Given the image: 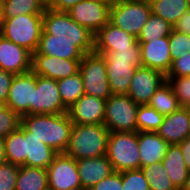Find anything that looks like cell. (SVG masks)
<instances>
[{"instance_id":"cell-1","label":"cell","mask_w":190,"mask_h":190,"mask_svg":"<svg viewBox=\"0 0 190 190\" xmlns=\"http://www.w3.org/2000/svg\"><path fill=\"white\" fill-rule=\"evenodd\" d=\"M21 125L40 142L48 145L57 153H64L68 147L74 124L66 112L22 115Z\"/></svg>"},{"instance_id":"cell-2","label":"cell","mask_w":190,"mask_h":190,"mask_svg":"<svg viewBox=\"0 0 190 190\" xmlns=\"http://www.w3.org/2000/svg\"><path fill=\"white\" fill-rule=\"evenodd\" d=\"M98 54L103 55L106 62L111 94H127L135 69L143 67L140 43L136 41L130 49Z\"/></svg>"},{"instance_id":"cell-3","label":"cell","mask_w":190,"mask_h":190,"mask_svg":"<svg viewBox=\"0 0 190 190\" xmlns=\"http://www.w3.org/2000/svg\"><path fill=\"white\" fill-rule=\"evenodd\" d=\"M109 133L104 124H74L64 153L75 160L104 156Z\"/></svg>"},{"instance_id":"cell-4","label":"cell","mask_w":190,"mask_h":190,"mask_svg":"<svg viewBox=\"0 0 190 190\" xmlns=\"http://www.w3.org/2000/svg\"><path fill=\"white\" fill-rule=\"evenodd\" d=\"M42 28L43 14H23L3 19L0 34L33 54L38 49Z\"/></svg>"},{"instance_id":"cell-5","label":"cell","mask_w":190,"mask_h":190,"mask_svg":"<svg viewBox=\"0 0 190 190\" xmlns=\"http://www.w3.org/2000/svg\"><path fill=\"white\" fill-rule=\"evenodd\" d=\"M40 40L94 41V34L75 22L67 12L46 8Z\"/></svg>"},{"instance_id":"cell-6","label":"cell","mask_w":190,"mask_h":190,"mask_svg":"<svg viewBox=\"0 0 190 190\" xmlns=\"http://www.w3.org/2000/svg\"><path fill=\"white\" fill-rule=\"evenodd\" d=\"M106 156L115 172L140 169L138 132H110Z\"/></svg>"},{"instance_id":"cell-7","label":"cell","mask_w":190,"mask_h":190,"mask_svg":"<svg viewBox=\"0 0 190 190\" xmlns=\"http://www.w3.org/2000/svg\"><path fill=\"white\" fill-rule=\"evenodd\" d=\"M138 107L127 94H111L106 99L103 124L110 132H137Z\"/></svg>"},{"instance_id":"cell-8","label":"cell","mask_w":190,"mask_h":190,"mask_svg":"<svg viewBox=\"0 0 190 190\" xmlns=\"http://www.w3.org/2000/svg\"><path fill=\"white\" fill-rule=\"evenodd\" d=\"M85 94L107 99L111 95L107 76V66L103 55L96 52L85 54L80 61Z\"/></svg>"},{"instance_id":"cell-9","label":"cell","mask_w":190,"mask_h":190,"mask_svg":"<svg viewBox=\"0 0 190 190\" xmlns=\"http://www.w3.org/2000/svg\"><path fill=\"white\" fill-rule=\"evenodd\" d=\"M151 13L150 4L124 0L119 4L110 6L109 21L138 38Z\"/></svg>"},{"instance_id":"cell-10","label":"cell","mask_w":190,"mask_h":190,"mask_svg":"<svg viewBox=\"0 0 190 190\" xmlns=\"http://www.w3.org/2000/svg\"><path fill=\"white\" fill-rule=\"evenodd\" d=\"M46 170L49 190H82L74 158L58 153Z\"/></svg>"},{"instance_id":"cell-11","label":"cell","mask_w":190,"mask_h":190,"mask_svg":"<svg viewBox=\"0 0 190 190\" xmlns=\"http://www.w3.org/2000/svg\"><path fill=\"white\" fill-rule=\"evenodd\" d=\"M36 87V74L31 70L14 76L6 106L20 117L33 114V90Z\"/></svg>"},{"instance_id":"cell-12","label":"cell","mask_w":190,"mask_h":190,"mask_svg":"<svg viewBox=\"0 0 190 190\" xmlns=\"http://www.w3.org/2000/svg\"><path fill=\"white\" fill-rule=\"evenodd\" d=\"M78 24L94 35L109 22L110 6L101 0H83L66 11Z\"/></svg>"},{"instance_id":"cell-13","label":"cell","mask_w":190,"mask_h":190,"mask_svg":"<svg viewBox=\"0 0 190 190\" xmlns=\"http://www.w3.org/2000/svg\"><path fill=\"white\" fill-rule=\"evenodd\" d=\"M68 109L63 105L57 81L36 75V87L33 90V114H62Z\"/></svg>"},{"instance_id":"cell-14","label":"cell","mask_w":190,"mask_h":190,"mask_svg":"<svg viewBox=\"0 0 190 190\" xmlns=\"http://www.w3.org/2000/svg\"><path fill=\"white\" fill-rule=\"evenodd\" d=\"M165 82L166 75L158 70L136 68L127 95L138 105L148 104L152 95Z\"/></svg>"},{"instance_id":"cell-15","label":"cell","mask_w":190,"mask_h":190,"mask_svg":"<svg viewBox=\"0 0 190 190\" xmlns=\"http://www.w3.org/2000/svg\"><path fill=\"white\" fill-rule=\"evenodd\" d=\"M81 60H68L53 56L32 54V71L39 76L51 78L56 81L64 79L79 72Z\"/></svg>"},{"instance_id":"cell-16","label":"cell","mask_w":190,"mask_h":190,"mask_svg":"<svg viewBox=\"0 0 190 190\" xmlns=\"http://www.w3.org/2000/svg\"><path fill=\"white\" fill-rule=\"evenodd\" d=\"M0 69L23 74L32 69V53L0 34Z\"/></svg>"},{"instance_id":"cell-17","label":"cell","mask_w":190,"mask_h":190,"mask_svg":"<svg viewBox=\"0 0 190 190\" xmlns=\"http://www.w3.org/2000/svg\"><path fill=\"white\" fill-rule=\"evenodd\" d=\"M106 100L84 94L67 111L73 124H103Z\"/></svg>"},{"instance_id":"cell-18","label":"cell","mask_w":190,"mask_h":190,"mask_svg":"<svg viewBox=\"0 0 190 190\" xmlns=\"http://www.w3.org/2000/svg\"><path fill=\"white\" fill-rule=\"evenodd\" d=\"M94 51V41L40 40L37 52L46 56L81 60Z\"/></svg>"},{"instance_id":"cell-19","label":"cell","mask_w":190,"mask_h":190,"mask_svg":"<svg viewBox=\"0 0 190 190\" xmlns=\"http://www.w3.org/2000/svg\"><path fill=\"white\" fill-rule=\"evenodd\" d=\"M143 67L151 68L167 75L172 65L169 36L140 43Z\"/></svg>"},{"instance_id":"cell-20","label":"cell","mask_w":190,"mask_h":190,"mask_svg":"<svg viewBox=\"0 0 190 190\" xmlns=\"http://www.w3.org/2000/svg\"><path fill=\"white\" fill-rule=\"evenodd\" d=\"M137 38L110 21L94 35V52L110 53L113 50L130 49Z\"/></svg>"},{"instance_id":"cell-21","label":"cell","mask_w":190,"mask_h":190,"mask_svg":"<svg viewBox=\"0 0 190 190\" xmlns=\"http://www.w3.org/2000/svg\"><path fill=\"white\" fill-rule=\"evenodd\" d=\"M188 121V107H180L173 113L164 116L156 133L168 145H177L190 135Z\"/></svg>"},{"instance_id":"cell-22","label":"cell","mask_w":190,"mask_h":190,"mask_svg":"<svg viewBox=\"0 0 190 190\" xmlns=\"http://www.w3.org/2000/svg\"><path fill=\"white\" fill-rule=\"evenodd\" d=\"M76 163L82 190H89L115 172L106 155L97 158H82L76 160Z\"/></svg>"},{"instance_id":"cell-23","label":"cell","mask_w":190,"mask_h":190,"mask_svg":"<svg viewBox=\"0 0 190 190\" xmlns=\"http://www.w3.org/2000/svg\"><path fill=\"white\" fill-rule=\"evenodd\" d=\"M168 144L156 132H138L140 168L162 161Z\"/></svg>"},{"instance_id":"cell-24","label":"cell","mask_w":190,"mask_h":190,"mask_svg":"<svg viewBox=\"0 0 190 190\" xmlns=\"http://www.w3.org/2000/svg\"><path fill=\"white\" fill-rule=\"evenodd\" d=\"M57 154L25 129V166L47 169Z\"/></svg>"},{"instance_id":"cell-25","label":"cell","mask_w":190,"mask_h":190,"mask_svg":"<svg viewBox=\"0 0 190 190\" xmlns=\"http://www.w3.org/2000/svg\"><path fill=\"white\" fill-rule=\"evenodd\" d=\"M162 163L174 186L178 190H182L190 171L185 166L183 154L178 144L168 145Z\"/></svg>"},{"instance_id":"cell-26","label":"cell","mask_w":190,"mask_h":190,"mask_svg":"<svg viewBox=\"0 0 190 190\" xmlns=\"http://www.w3.org/2000/svg\"><path fill=\"white\" fill-rule=\"evenodd\" d=\"M15 190H49L47 170L20 166Z\"/></svg>"},{"instance_id":"cell-27","label":"cell","mask_w":190,"mask_h":190,"mask_svg":"<svg viewBox=\"0 0 190 190\" xmlns=\"http://www.w3.org/2000/svg\"><path fill=\"white\" fill-rule=\"evenodd\" d=\"M6 162L25 166V128L19 127L4 138Z\"/></svg>"},{"instance_id":"cell-28","label":"cell","mask_w":190,"mask_h":190,"mask_svg":"<svg viewBox=\"0 0 190 190\" xmlns=\"http://www.w3.org/2000/svg\"><path fill=\"white\" fill-rule=\"evenodd\" d=\"M150 5L154 15L163 18L173 27L185 11L190 8L186 0H154Z\"/></svg>"},{"instance_id":"cell-29","label":"cell","mask_w":190,"mask_h":190,"mask_svg":"<svg viewBox=\"0 0 190 190\" xmlns=\"http://www.w3.org/2000/svg\"><path fill=\"white\" fill-rule=\"evenodd\" d=\"M148 105L156 109L163 116L169 115L181 107L168 81L157 89Z\"/></svg>"},{"instance_id":"cell-30","label":"cell","mask_w":190,"mask_h":190,"mask_svg":"<svg viewBox=\"0 0 190 190\" xmlns=\"http://www.w3.org/2000/svg\"><path fill=\"white\" fill-rule=\"evenodd\" d=\"M57 84L61 101L67 109L85 94L80 72L58 80Z\"/></svg>"},{"instance_id":"cell-31","label":"cell","mask_w":190,"mask_h":190,"mask_svg":"<svg viewBox=\"0 0 190 190\" xmlns=\"http://www.w3.org/2000/svg\"><path fill=\"white\" fill-rule=\"evenodd\" d=\"M173 26L163 18L150 14L147 22L142 27V30L137 38L139 43H147L151 40L167 37L171 34Z\"/></svg>"},{"instance_id":"cell-32","label":"cell","mask_w":190,"mask_h":190,"mask_svg":"<svg viewBox=\"0 0 190 190\" xmlns=\"http://www.w3.org/2000/svg\"><path fill=\"white\" fill-rule=\"evenodd\" d=\"M150 190H178L170 180L162 161L141 167Z\"/></svg>"},{"instance_id":"cell-33","label":"cell","mask_w":190,"mask_h":190,"mask_svg":"<svg viewBox=\"0 0 190 190\" xmlns=\"http://www.w3.org/2000/svg\"><path fill=\"white\" fill-rule=\"evenodd\" d=\"M45 9L42 0H4L3 19L23 14H44Z\"/></svg>"},{"instance_id":"cell-34","label":"cell","mask_w":190,"mask_h":190,"mask_svg":"<svg viewBox=\"0 0 190 190\" xmlns=\"http://www.w3.org/2000/svg\"><path fill=\"white\" fill-rule=\"evenodd\" d=\"M137 132H156L164 116L148 104L139 105L137 111Z\"/></svg>"},{"instance_id":"cell-35","label":"cell","mask_w":190,"mask_h":190,"mask_svg":"<svg viewBox=\"0 0 190 190\" xmlns=\"http://www.w3.org/2000/svg\"><path fill=\"white\" fill-rule=\"evenodd\" d=\"M169 47L172 61L176 58L189 55L190 36L173 29L169 35Z\"/></svg>"},{"instance_id":"cell-36","label":"cell","mask_w":190,"mask_h":190,"mask_svg":"<svg viewBox=\"0 0 190 190\" xmlns=\"http://www.w3.org/2000/svg\"><path fill=\"white\" fill-rule=\"evenodd\" d=\"M121 177L123 190H150L141 168L122 171Z\"/></svg>"},{"instance_id":"cell-37","label":"cell","mask_w":190,"mask_h":190,"mask_svg":"<svg viewBox=\"0 0 190 190\" xmlns=\"http://www.w3.org/2000/svg\"><path fill=\"white\" fill-rule=\"evenodd\" d=\"M181 107H190V76L166 77Z\"/></svg>"},{"instance_id":"cell-38","label":"cell","mask_w":190,"mask_h":190,"mask_svg":"<svg viewBox=\"0 0 190 190\" xmlns=\"http://www.w3.org/2000/svg\"><path fill=\"white\" fill-rule=\"evenodd\" d=\"M20 166L8 162L0 164V190H15Z\"/></svg>"},{"instance_id":"cell-39","label":"cell","mask_w":190,"mask_h":190,"mask_svg":"<svg viewBox=\"0 0 190 190\" xmlns=\"http://www.w3.org/2000/svg\"><path fill=\"white\" fill-rule=\"evenodd\" d=\"M21 124V117L13 112L9 107L0 111V137L6 138L11 132L16 130Z\"/></svg>"},{"instance_id":"cell-40","label":"cell","mask_w":190,"mask_h":190,"mask_svg":"<svg viewBox=\"0 0 190 190\" xmlns=\"http://www.w3.org/2000/svg\"><path fill=\"white\" fill-rule=\"evenodd\" d=\"M190 76V53L172 61L171 68L166 77H188Z\"/></svg>"},{"instance_id":"cell-41","label":"cell","mask_w":190,"mask_h":190,"mask_svg":"<svg viewBox=\"0 0 190 190\" xmlns=\"http://www.w3.org/2000/svg\"><path fill=\"white\" fill-rule=\"evenodd\" d=\"M89 190H123L121 172H113Z\"/></svg>"},{"instance_id":"cell-42","label":"cell","mask_w":190,"mask_h":190,"mask_svg":"<svg viewBox=\"0 0 190 190\" xmlns=\"http://www.w3.org/2000/svg\"><path fill=\"white\" fill-rule=\"evenodd\" d=\"M14 74L0 69V99L5 101L9 95V89L14 78Z\"/></svg>"},{"instance_id":"cell-43","label":"cell","mask_w":190,"mask_h":190,"mask_svg":"<svg viewBox=\"0 0 190 190\" xmlns=\"http://www.w3.org/2000/svg\"><path fill=\"white\" fill-rule=\"evenodd\" d=\"M173 29L190 36V8L178 19Z\"/></svg>"},{"instance_id":"cell-44","label":"cell","mask_w":190,"mask_h":190,"mask_svg":"<svg viewBox=\"0 0 190 190\" xmlns=\"http://www.w3.org/2000/svg\"><path fill=\"white\" fill-rule=\"evenodd\" d=\"M81 1L83 0H55V2L49 8L55 11L66 12Z\"/></svg>"},{"instance_id":"cell-45","label":"cell","mask_w":190,"mask_h":190,"mask_svg":"<svg viewBox=\"0 0 190 190\" xmlns=\"http://www.w3.org/2000/svg\"><path fill=\"white\" fill-rule=\"evenodd\" d=\"M178 145L181 148L185 166L190 171V135Z\"/></svg>"},{"instance_id":"cell-46","label":"cell","mask_w":190,"mask_h":190,"mask_svg":"<svg viewBox=\"0 0 190 190\" xmlns=\"http://www.w3.org/2000/svg\"><path fill=\"white\" fill-rule=\"evenodd\" d=\"M6 162L4 138L0 137V164Z\"/></svg>"},{"instance_id":"cell-47","label":"cell","mask_w":190,"mask_h":190,"mask_svg":"<svg viewBox=\"0 0 190 190\" xmlns=\"http://www.w3.org/2000/svg\"><path fill=\"white\" fill-rule=\"evenodd\" d=\"M101 1L108 4L109 6H113L115 4L123 2L124 0H101Z\"/></svg>"},{"instance_id":"cell-48","label":"cell","mask_w":190,"mask_h":190,"mask_svg":"<svg viewBox=\"0 0 190 190\" xmlns=\"http://www.w3.org/2000/svg\"><path fill=\"white\" fill-rule=\"evenodd\" d=\"M3 13H4V0H0V25L3 20Z\"/></svg>"},{"instance_id":"cell-49","label":"cell","mask_w":190,"mask_h":190,"mask_svg":"<svg viewBox=\"0 0 190 190\" xmlns=\"http://www.w3.org/2000/svg\"><path fill=\"white\" fill-rule=\"evenodd\" d=\"M42 2L46 8H49L55 2V0H42Z\"/></svg>"},{"instance_id":"cell-50","label":"cell","mask_w":190,"mask_h":190,"mask_svg":"<svg viewBox=\"0 0 190 190\" xmlns=\"http://www.w3.org/2000/svg\"><path fill=\"white\" fill-rule=\"evenodd\" d=\"M182 190H190V172H189L187 181H186V183H185V186L183 187Z\"/></svg>"},{"instance_id":"cell-51","label":"cell","mask_w":190,"mask_h":190,"mask_svg":"<svg viewBox=\"0 0 190 190\" xmlns=\"http://www.w3.org/2000/svg\"><path fill=\"white\" fill-rule=\"evenodd\" d=\"M132 1H136V2H142V3L151 4L154 0H132Z\"/></svg>"},{"instance_id":"cell-52","label":"cell","mask_w":190,"mask_h":190,"mask_svg":"<svg viewBox=\"0 0 190 190\" xmlns=\"http://www.w3.org/2000/svg\"><path fill=\"white\" fill-rule=\"evenodd\" d=\"M6 107V102L0 99V111Z\"/></svg>"},{"instance_id":"cell-53","label":"cell","mask_w":190,"mask_h":190,"mask_svg":"<svg viewBox=\"0 0 190 190\" xmlns=\"http://www.w3.org/2000/svg\"><path fill=\"white\" fill-rule=\"evenodd\" d=\"M188 118H189L188 124H189V128H190V107H188Z\"/></svg>"}]
</instances>
